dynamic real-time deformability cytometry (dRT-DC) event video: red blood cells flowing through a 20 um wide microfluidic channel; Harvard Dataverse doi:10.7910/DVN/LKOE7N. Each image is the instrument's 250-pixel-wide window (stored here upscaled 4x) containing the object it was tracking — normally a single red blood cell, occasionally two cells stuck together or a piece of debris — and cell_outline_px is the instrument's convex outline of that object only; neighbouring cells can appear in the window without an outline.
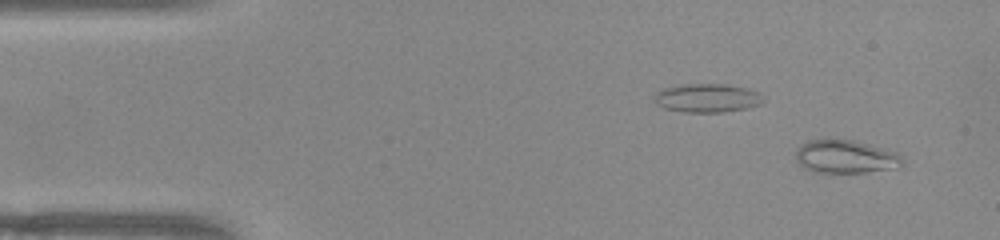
{"species": "common noctule bat (a hibernating species)", "species_latin": "Nyctalus noctula", "temperature_condition": "warm", "stored_images_in_passage": 50, "camera_frame_rate_fps": 3000, "um_per_image_px": 0.085, "animal": {"sex": "female", "body_mass_g": 22.0, "forearm_length_mm": 56.7}, "frame": {"image": 1, "passage_image": 3, "time_ms": 0.667, "image_size_px": [1000, 240], "cell_outline_px": [[904, 164], [896, 168], [864, 172], [816, 172], [804, 168], [796, 160], [796, 148], [808, 140], [852, 140], [868, 144], [896, 152], [904, 160]], "centroid_in_image_um": [71.87, 13.32], "position_along_channel_um": 13.1, "area_um2": 20.4}}
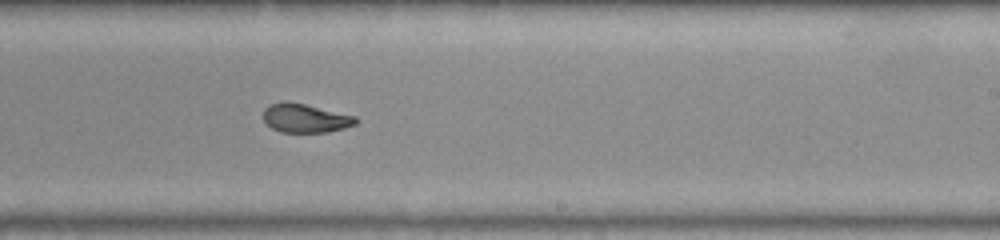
{"frame": {"image": 2, "passage_image": 30, "time_ms": 9.667, "image_size_px": [1000, 240], "cell_outline_px": [[360, 120], [356, 124], [344, 128], [328, 132], [280, 132], [272, 128], [264, 120], [264, 108], [272, 104], [304, 104], [356, 116]], "centroid_in_image_um": [26.02, 10.08], "position_along_channel_um": 263.0, "area_um2": 15.03}}
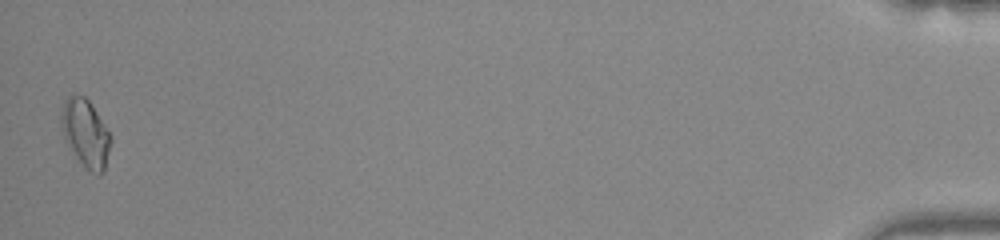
{"frame": {"image": 3, "passage_image": 50, "time_ms": 16.333, "image_size_px": [1000, 240], "cell_outline_px": [[112, 140], [104, 172], [100, 176], [84, 168], [64, 140], [60, 124], [60, 116], [64, 100], [68, 96], [84, 96], [88, 100], [112, 136]], "centroid_in_image_um": [7.27, 11.37], "position_along_channel_um": 427.9, "area_um2": 19.65}, "authors_computed_cell_mechanics": {"area_um2": 16.7042, "velocity_mm_per_s": 3.9639, "shape_relaxation_time_tau1_ms": null, "shape_relaxation_time_tau2_ms": 1.1045, "deformation_change_tau1": null, "deformation_change_tau2": 0.0566}}